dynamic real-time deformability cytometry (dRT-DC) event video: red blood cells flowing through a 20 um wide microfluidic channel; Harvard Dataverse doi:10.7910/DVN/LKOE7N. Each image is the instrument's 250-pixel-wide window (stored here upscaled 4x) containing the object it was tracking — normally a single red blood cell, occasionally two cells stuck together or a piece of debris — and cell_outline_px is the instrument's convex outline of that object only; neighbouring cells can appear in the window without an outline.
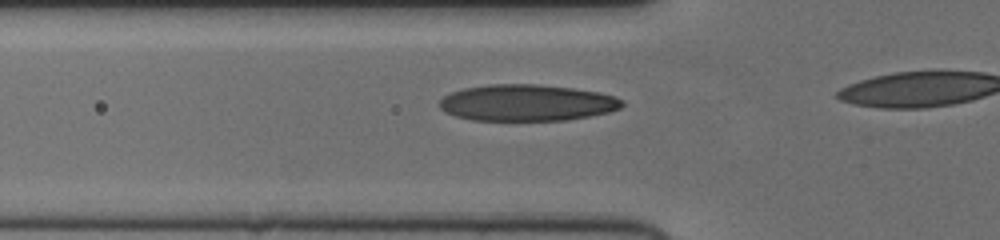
{"species": "human", "species_latin": "Homo sapiens", "temperature_condition": "cold", "stored_images_in_passage": 19, "camera_frame_rate_fps": 3000, "um_per_image_px": 0.085, "donor": {"sex": "female"}, "frame": {"image": 1, "passage_image": 14, "time_ms": 4.333, "image_size_px": [1000, 240], "cell_outline_px": [[624, 104], [620, 108], [608, 112], [588, 116], [564, 120], [472, 120], [456, 116], [444, 112], [440, 108], [440, 100], [444, 96], [452, 92], [464, 88], [488, 84], [536, 84], [572, 88], [600, 92], [616, 96], [624, 100]], "centroid_in_image_um": [44.79, 8.73], "position_along_channel_um": 81.0, "area_um2": 38.78}}
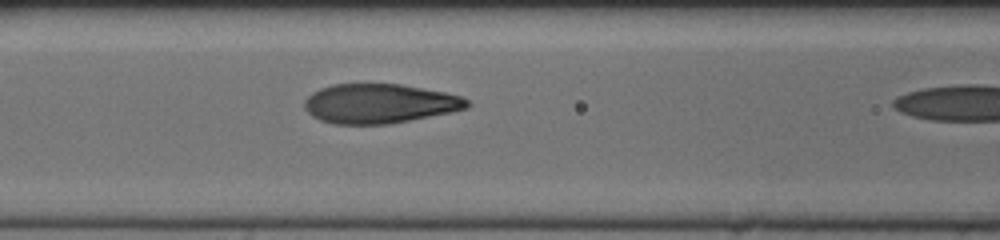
{"frame": {"image": 2, "passage_image": 18, "time_ms": 5.667, "image_size_px": [1000, 240], "cell_outline_px": [[472, 104], [468, 108], [452, 112], [388, 124], [332, 124], [320, 120], [312, 116], [304, 108], [304, 100], [312, 92], [320, 88], [332, 84], [400, 84], [444, 92], [460, 96], [468, 100]], "centroid_in_image_um": [32.24, 8.8], "position_along_channel_um": 134.4, "area_um2": 37.45}}